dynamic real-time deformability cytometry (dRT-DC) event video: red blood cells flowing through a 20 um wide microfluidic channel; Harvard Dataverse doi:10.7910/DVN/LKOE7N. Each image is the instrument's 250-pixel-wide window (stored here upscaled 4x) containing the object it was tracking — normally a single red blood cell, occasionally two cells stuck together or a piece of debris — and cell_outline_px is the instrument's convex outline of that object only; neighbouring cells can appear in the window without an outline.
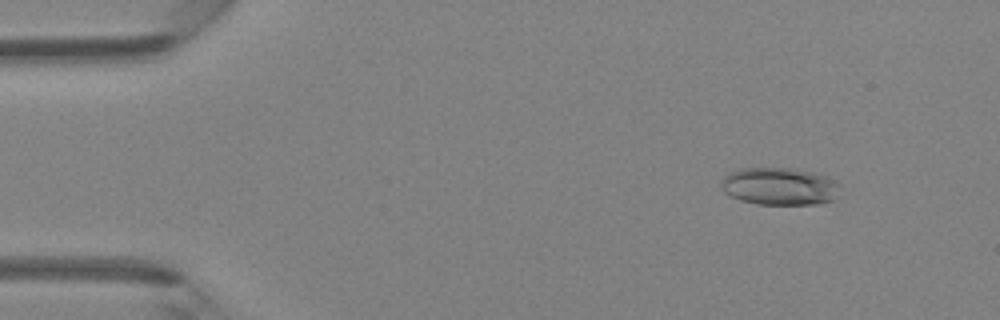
{"species": "Egyptian fruit bat (a non-hibernating species)", "species_latin": "Rousettus aegyptiacus", "temperature_condition": "room temperature", "stored_images_in_passage": 45, "camera_frame_rate_fps": 3000, "um_per_image_px": 0.085, "animal": {"sex": "female"}, "frame": {"image": 1, "passage_image": 5, "time_ms": 1.333, "image_size_px": [1000, 320], "cell_outline_px": [[840, 184], [836, 196], [832, 200], [816, 204], [756, 204], [740, 200], [724, 192], [720, 184], [720, 180], [728, 172], [740, 168], [792, 168], [812, 172], [828, 176], [836, 180]], "centroid_in_image_um": [66.24, 15.82], "position_along_channel_um": 18.8, "area_um2": 26.18}}
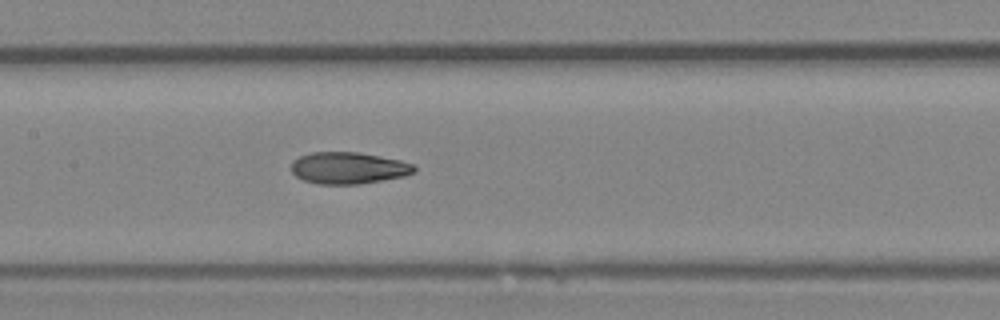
{"frame": {"image": 2, "passage_image": 22, "time_ms": 7.0, "image_size_px": [1000, 320], "cell_outline_px": [[416, 172], [404, 176], [360, 184], [316, 184], [304, 180], [296, 176], [292, 172], [292, 160], [300, 156], [312, 152], [356, 152], [380, 156], [400, 160], [412, 164], [416, 168]], "centroid_in_image_um": [29.61, 14.28], "position_along_channel_um": 177.8, "area_um2": 22.72}}
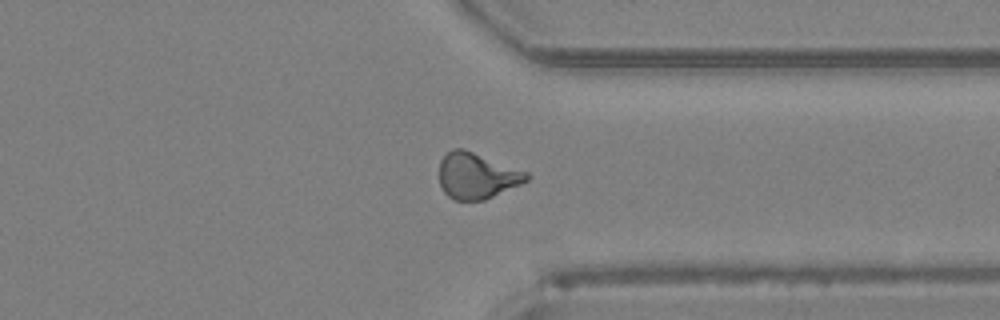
{"frame": {"image": 3, "passage_image": 35, "time_ms": 11.333, "image_size_px": [1000, 320], "cell_outline_px": [[532, 176], [528, 180], [520, 184], [484, 200], [456, 200], [448, 196], [444, 192], [440, 184], [440, 160], [452, 148], [464, 148], [528, 172]], "centroid_in_image_um": [40.53, 14.93], "position_along_channel_um": 370.9, "area_um2": 23.35}}